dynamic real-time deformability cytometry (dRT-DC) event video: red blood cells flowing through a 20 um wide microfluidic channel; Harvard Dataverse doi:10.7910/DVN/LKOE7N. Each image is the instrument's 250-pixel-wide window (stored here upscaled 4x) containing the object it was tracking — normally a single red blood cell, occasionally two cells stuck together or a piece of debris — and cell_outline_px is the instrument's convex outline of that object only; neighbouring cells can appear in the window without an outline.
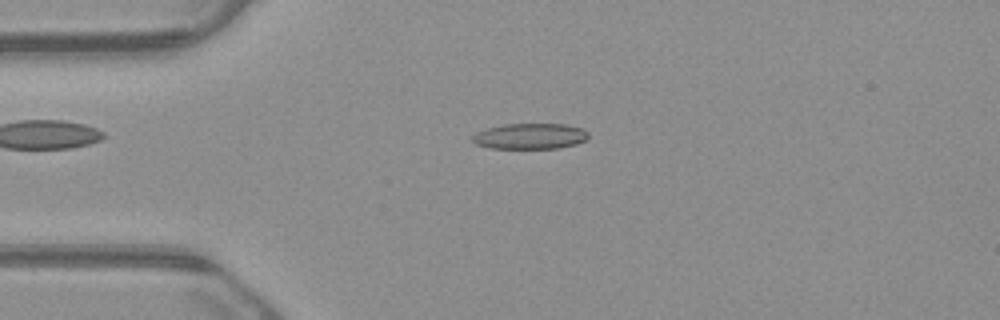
{"species": "common noctule bat (a hibernating species)", "species_latin": "Nyctalus noctula", "temperature_condition": "warm", "stored_images_in_passage": 42, "camera_frame_rate_fps": 3000, "um_per_image_px": 0.085, "animal": {"sex": "male", "body_mass_g": 23.1, "forearm_length_mm": 52.7}, "frame": {"image": 1, "passage_image": 1, "time_ms": 0.0, "image_size_px": [1000, 320], "cell_outline_px": [[588, 136], [584, 140], [576, 144], [560, 148], [492, 148], [476, 144], [472, 140], [472, 136], [476, 132], [488, 128], [504, 124], [564, 124], [580, 128], [588, 132]], "centroid_in_image_um": [45.04, 11.58], "position_along_channel_um": 40.0, "area_um2": 17.22}}
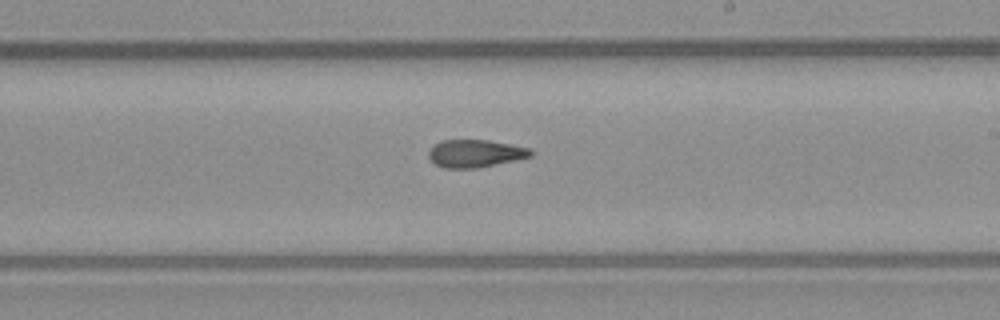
{"frame": {"image": 2, "passage_image": 19, "time_ms": 6.0, "image_size_px": [1000, 320], "cell_outline_px": [[532, 156], [516, 160], [476, 168], [444, 168], [436, 164], [428, 156], [428, 152], [440, 140], [488, 140], [528, 148], [532, 152]], "centroid_in_image_um": [40.38, 13.05], "position_along_channel_um": 248.6, "area_um2": 16.18}}
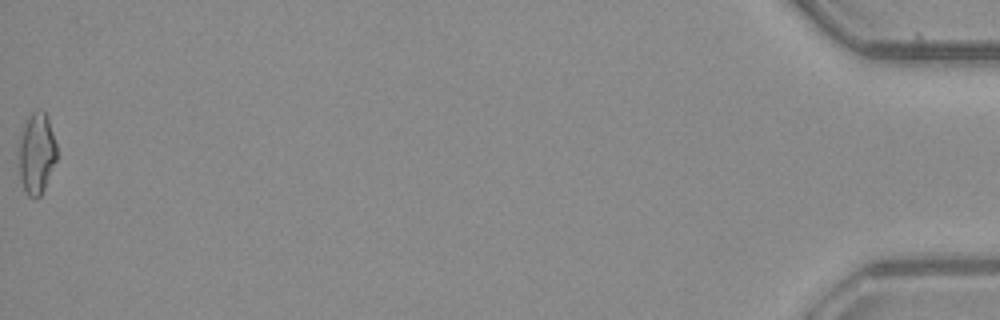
{"frame": {"image": 3, "passage_image": 42, "time_ms": 13.667, "image_size_px": [1000, 320], "cell_outline_px": [[56, 160], [44, 188], [40, 196], [36, 200], [28, 196], [24, 192], [20, 176], [20, 140], [24, 124], [28, 116], [36, 108], [44, 112], [48, 120], [56, 144]], "centroid_in_image_um": [3.11, 13.06], "position_along_channel_um": 432.1, "area_um2": 17.63}, "authors_computed_cell_mechanics": {"area_um2": 16.9932, "velocity_mm_per_s": 3.855, "shape_relaxation_time_tau1_ms": null, "shape_relaxation_time_tau2_ms": 4.0322, "deformation_change_tau1": null, "deformation_change_tau2": 0.1399}}